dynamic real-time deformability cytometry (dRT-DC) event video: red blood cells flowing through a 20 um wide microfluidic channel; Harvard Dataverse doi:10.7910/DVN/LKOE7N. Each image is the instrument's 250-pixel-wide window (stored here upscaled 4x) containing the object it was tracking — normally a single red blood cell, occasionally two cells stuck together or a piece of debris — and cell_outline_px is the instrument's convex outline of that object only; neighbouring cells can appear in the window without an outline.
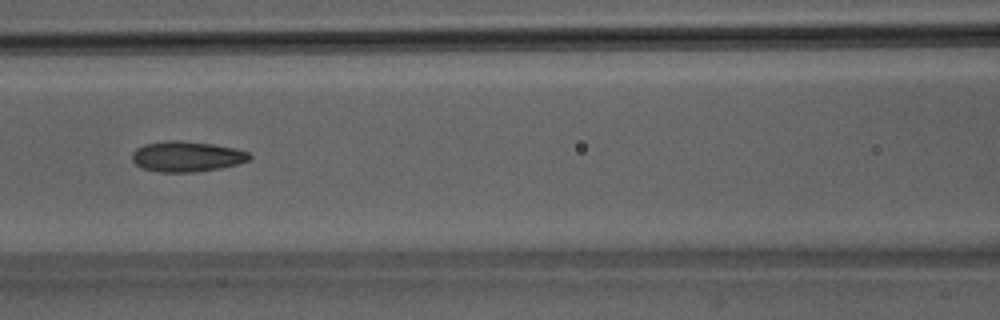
{"species": "Egyptian fruit bat (a non-hibernating species)", "species_latin": "Rousettus aegyptiacus", "temperature_condition": "room temperature", "stored_images_in_passage": 51, "camera_frame_rate_fps": 3000, "um_per_image_px": 0.085, "animal": {"sex": "male"}, "frame": {"image": 1, "passage_image": 23, "time_ms": 7.333, "image_size_px": [1000, 320], "cell_outline_px": [[252, 156], [248, 160], [236, 164], [220, 168], [196, 172], [160, 172], [144, 168], [136, 164], [132, 160], [132, 152], [136, 148], [144, 144], [168, 140], [180, 140], [212, 144], [236, 148], [248, 152]], "centroid_in_image_um": [15.86, 13.29], "position_along_channel_um": 150.7, "area_um2": 20.81}}
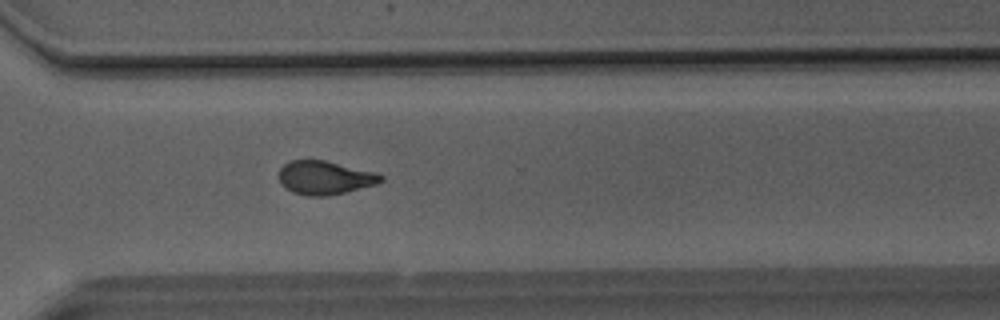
{"frame": {"image": 2, "passage_image": 37, "time_ms": 12.0, "image_size_px": [1000, 320], "cell_outline_px": [[384, 180], [376, 184], [328, 196], [308, 196], [292, 192], [284, 188], [280, 184], [280, 168], [288, 160], [324, 160], [376, 172], [384, 176]], "centroid_in_image_um": [27.6, 15.1], "position_along_channel_um": 343.0, "area_um2": 20.0}}
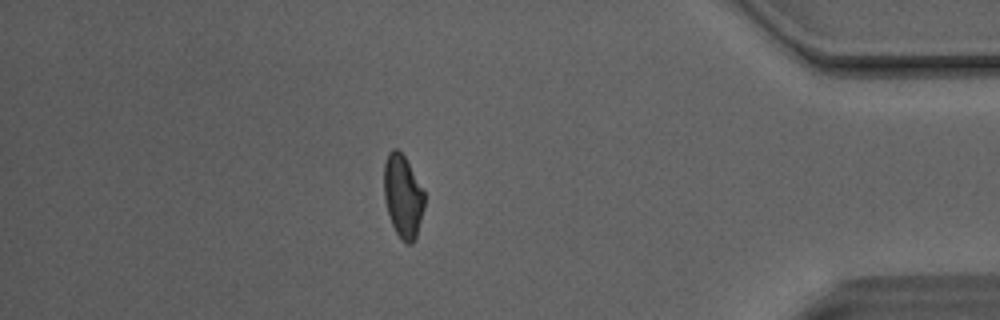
{"frame": {"image": 3, "passage_image": 44, "time_ms": 14.333, "image_size_px": [1000, 320], "cell_outline_px": [[424, 208], [416, 236], [412, 244], [408, 244], [400, 240], [392, 224], [388, 212], [384, 196], [384, 164], [388, 152], [392, 148], [396, 148], [404, 156], [424, 192]], "centroid_in_image_um": [34.23, 16.69], "position_along_channel_um": 401.0, "area_um2": 19.31}, "authors_computed_cell_mechanics": {"area_um2": 20.519, "velocity_mm_per_s": 4.1295, "shape_relaxation_time_tau1_ms": 8.6228, "shape_relaxation_time_tau2_ms": 2.2848, "deformation_change_tau1": 0.2073, "deformation_change_tau2": 0.0964}}